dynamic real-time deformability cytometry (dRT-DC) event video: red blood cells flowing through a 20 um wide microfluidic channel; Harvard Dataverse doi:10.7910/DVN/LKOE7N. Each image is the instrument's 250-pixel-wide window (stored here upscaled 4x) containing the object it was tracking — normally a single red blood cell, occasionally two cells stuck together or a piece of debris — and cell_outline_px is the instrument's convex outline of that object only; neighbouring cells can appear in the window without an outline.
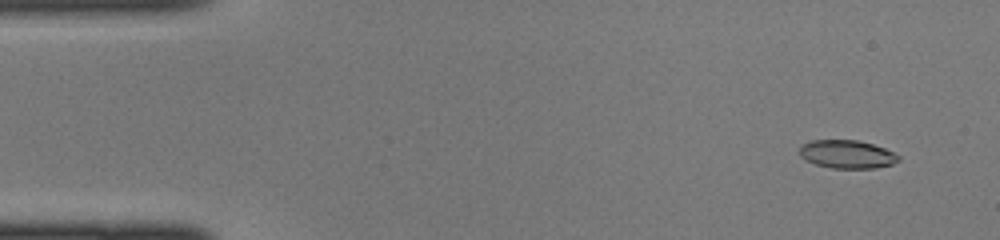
{"species": "common noctule bat (a hibernating species)", "species_latin": "Nyctalus noctula", "temperature_condition": "cold", "stored_images_in_passage": 44, "camera_frame_rate_fps": 3000, "um_per_image_px": 0.085, "animal": {"sex": "female", "body_mass_g": 22.0, "forearm_length_mm": 56.7}, "frame": {"image": 1, "passage_image": 3, "time_ms": 0.667, "image_size_px": [1000, 240], "cell_outline_px": [[900, 160], [892, 164], [876, 168], [832, 168], [816, 164], [800, 156], [800, 144], [812, 140], [856, 140], [872, 144], [884, 148], [900, 156]], "centroid_in_image_um": [72.0, 13.11], "position_along_channel_um": 13.0, "area_um2": 16.18}}
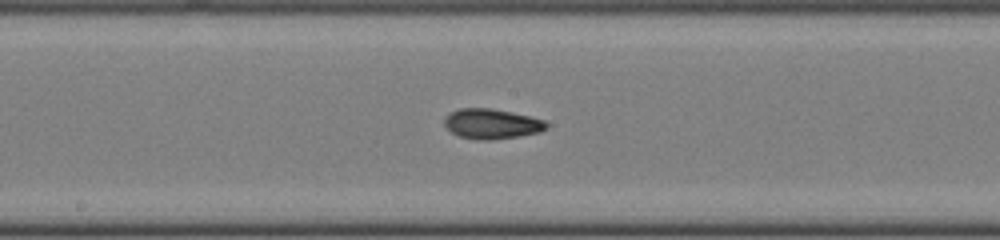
{"frame": {"image": 2, "passage_image": 23, "time_ms": 7.333, "image_size_px": [1000, 240], "cell_outline_px": [[548, 128], [540, 132], [520, 136], [492, 140], [476, 140], [460, 136], [452, 132], [444, 124], [444, 120], [452, 112], [460, 108], [492, 108], [512, 112], [544, 120], [548, 124]], "centroid_in_image_um": [41.83, 10.53], "position_along_channel_um": 206.4, "area_um2": 17.8}}
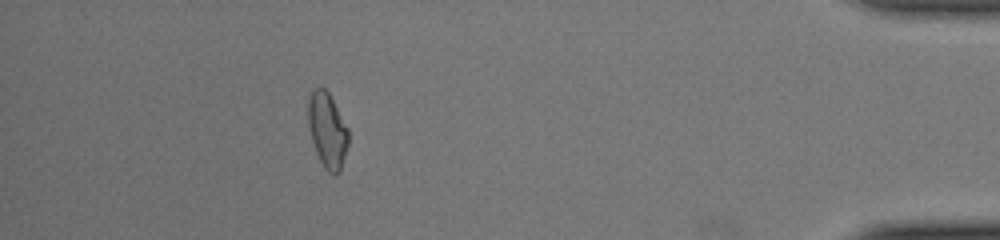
{"frame": {"image": 3, "passage_image": 40, "time_ms": 13.0, "image_size_px": [1000, 240], "cell_outline_px": [[348, 144], [340, 172], [336, 176], [328, 172], [324, 168], [316, 152], [312, 140], [308, 124], [308, 100], [312, 92], [316, 88], [324, 88], [328, 92], [348, 128]], "centroid_in_image_um": [27.83, 11.11], "position_along_channel_um": 407.4, "area_um2": 17.46}}